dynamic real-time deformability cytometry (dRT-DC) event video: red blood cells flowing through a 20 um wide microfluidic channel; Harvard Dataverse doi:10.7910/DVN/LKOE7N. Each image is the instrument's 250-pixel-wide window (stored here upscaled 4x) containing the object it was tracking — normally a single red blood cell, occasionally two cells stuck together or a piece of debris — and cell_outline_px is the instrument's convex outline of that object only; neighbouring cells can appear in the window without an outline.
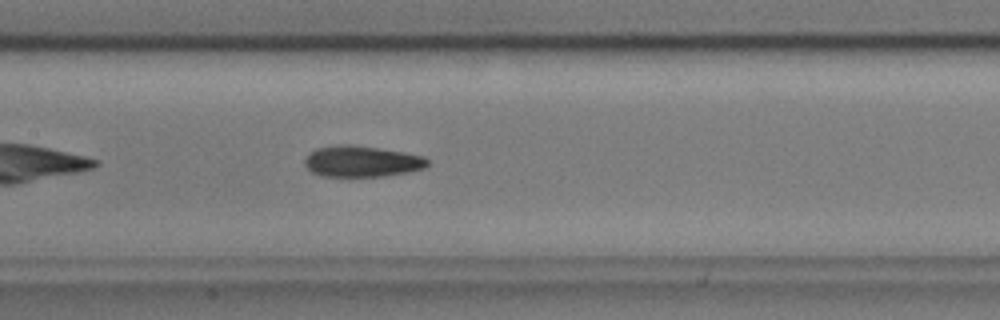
{"species": "common noctule bat (a hibernating species)", "species_latin": "Nyctalus noctula", "temperature_condition": "cold", "stored_images_in_passage": 41, "camera_frame_rate_fps": 3000, "um_per_image_px": 0.085, "animal": {"sex": "male", "body_mass_g": 17.9, "forearm_length_mm": 54.2}, "frame": {"image": 1, "passage_image": 12, "time_ms": 3.667, "image_size_px": [1000, 320], "cell_outline_px": [[428, 164], [424, 168], [408, 172], [384, 176], [320, 176], [312, 172], [304, 164], [304, 160], [308, 152], [316, 148], [336, 144], [352, 144], [380, 148], [404, 152], [424, 156], [428, 160]], "centroid_in_image_um": [30.72, 13.7], "position_along_channel_um": 176.7, "area_um2": 22.48}, "authors_computed_cell_mechanics": {"area_um2": 21.8484, "velocity_mm_per_s": 3.5909, "shape_relaxation_time_tau1_ms": 3.5673, "shape_relaxation_time_tau2_ms": 4.8784, "deformation_change_tau1": 0.118, "deformation_change_tau2": 0.115}}